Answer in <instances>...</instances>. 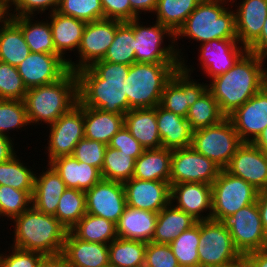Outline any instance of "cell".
Listing matches in <instances>:
<instances>
[{"label": "cell", "mask_w": 267, "mask_h": 267, "mask_svg": "<svg viewBox=\"0 0 267 267\" xmlns=\"http://www.w3.org/2000/svg\"><path fill=\"white\" fill-rule=\"evenodd\" d=\"M107 145L96 140L81 139L73 151L72 156L80 162H85L102 170Z\"/></svg>", "instance_id": "50"}, {"label": "cell", "mask_w": 267, "mask_h": 267, "mask_svg": "<svg viewBox=\"0 0 267 267\" xmlns=\"http://www.w3.org/2000/svg\"><path fill=\"white\" fill-rule=\"evenodd\" d=\"M85 194L88 214L118 223L127 205L123 183L101 179Z\"/></svg>", "instance_id": "16"}, {"label": "cell", "mask_w": 267, "mask_h": 267, "mask_svg": "<svg viewBox=\"0 0 267 267\" xmlns=\"http://www.w3.org/2000/svg\"><path fill=\"white\" fill-rule=\"evenodd\" d=\"M245 257L253 267H267V248L247 253Z\"/></svg>", "instance_id": "59"}, {"label": "cell", "mask_w": 267, "mask_h": 267, "mask_svg": "<svg viewBox=\"0 0 267 267\" xmlns=\"http://www.w3.org/2000/svg\"><path fill=\"white\" fill-rule=\"evenodd\" d=\"M58 6L59 0H13L4 9V15L8 17L36 16V13H44L48 9L50 13H53L57 11Z\"/></svg>", "instance_id": "49"}, {"label": "cell", "mask_w": 267, "mask_h": 267, "mask_svg": "<svg viewBox=\"0 0 267 267\" xmlns=\"http://www.w3.org/2000/svg\"><path fill=\"white\" fill-rule=\"evenodd\" d=\"M243 143H252L267 126V84L227 116Z\"/></svg>", "instance_id": "18"}, {"label": "cell", "mask_w": 267, "mask_h": 267, "mask_svg": "<svg viewBox=\"0 0 267 267\" xmlns=\"http://www.w3.org/2000/svg\"><path fill=\"white\" fill-rule=\"evenodd\" d=\"M12 249V251H11ZM8 254L0 253V267H38L45 256L38 252L10 246Z\"/></svg>", "instance_id": "52"}, {"label": "cell", "mask_w": 267, "mask_h": 267, "mask_svg": "<svg viewBox=\"0 0 267 267\" xmlns=\"http://www.w3.org/2000/svg\"><path fill=\"white\" fill-rule=\"evenodd\" d=\"M49 15L46 17V20L47 18L50 20L49 24L55 50L65 59L66 53L78 51L86 22L63 15L57 11Z\"/></svg>", "instance_id": "29"}, {"label": "cell", "mask_w": 267, "mask_h": 267, "mask_svg": "<svg viewBox=\"0 0 267 267\" xmlns=\"http://www.w3.org/2000/svg\"><path fill=\"white\" fill-rule=\"evenodd\" d=\"M225 170L250 183L258 191L267 188V154L252 143H243Z\"/></svg>", "instance_id": "20"}, {"label": "cell", "mask_w": 267, "mask_h": 267, "mask_svg": "<svg viewBox=\"0 0 267 267\" xmlns=\"http://www.w3.org/2000/svg\"><path fill=\"white\" fill-rule=\"evenodd\" d=\"M147 243L117 237L109 245V264L115 267H144Z\"/></svg>", "instance_id": "37"}, {"label": "cell", "mask_w": 267, "mask_h": 267, "mask_svg": "<svg viewBox=\"0 0 267 267\" xmlns=\"http://www.w3.org/2000/svg\"><path fill=\"white\" fill-rule=\"evenodd\" d=\"M255 54L247 51L226 73L207 84V90L227 117L267 84V68Z\"/></svg>", "instance_id": "2"}, {"label": "cell", "mask_w": 267, "mask_h": 267, "mask_svg": "<svg viewBox=\"0 0 267 267\" xmlns=\"http://www.w3.org/2000/svg\"><path fill=\"white\" fill-rule=\"evenodd\" d=\"M231 267H253V266L245 256H242L236 262L231 263Z\"/></svg>", "instance_id": "62"}, {"label": "cell", "mask_w": 267, "mask_h": 267, "mask_svg": "<svg viewBox=\"0 0 267 267\" xmlns=\"http://www.w3.org/2000/svg\"><path fill=\"white\" fill-rule=\"evenodd\" d=\"M225 117L226 116L220 111L216 99L206 90L203 95L189 107L186 119L191 129L194 131L217 124Z\"/></svg>", "instance_id": "42"}, {"label": "cell", "mask_w": 267, "mask_h": 267, "mask_svg": "<svg viewBox=\"0 0 267 267\" xmlns=\"http://www.w3.org/2000/svg\"><path fill=\"white\" fill-rule=\"evenodd\" d=\"M124 125L145 148H162L156 120V107L131 109L124 115Z\"/></svg>", "instance_id": "30"}, {"label": "cell", "mask_w": 267, "mask_h": 267, "mask_svg": "<svg viewBox=\"0 0 267 267\" xmlns=\"http://www.w3.org/2000/svg\"><path fill=\"white\" fill-rule=\"evenodd\" d=\"M135 159L107 145L101 170L102 179L124 183L133 178Z\"/></svg>", "instance_id": "44"}, {"label": "cell", "mask_w": 267, "mask_h": 267, "mask_svg": "<svg viewBox=\"0 0 267 267\" xmlns=\"http://www.w3.org/2000/svg\"><path fill=\"white\" fill-rule=\"evenodd\" d=\"M47 166L46 171L35 174L32 206L44 214L54 216L67 186L55 169L50 164Z\"/></svg>", "instance_id": "26"}, {"label": "cell", "mask_w": 267, "mask_h": 267, "mask_svg": "<svg viewBox=\"0 0 267 267\" xmlns=\"http://www.w3.org/2000/svg\"><path fill=\"white\" fill-rule=\"evenodd\" d=\"M254 146L267 154V126L265 129L258 135V137L252 142Z\"/></svg>", "instance_id": "61"}, {"label": "cell", "mask_w": 267, "mask_h": 267, "mask_svg": "<svg viewBox=\"0 0 267 267\" xmlns=\"http://www.w3.org/2000/svg\"><path fill=\"white\" fill-rule=\"evenodd\" d=\"M67 267H103L109 264L108 244L86 242L67 231L61 255Z\"/></svg>", "instance_id": "24"}, {"label": "cell", "mask_w": 267, "mask_h": 267, "mask_svg": "<svg viewBox=\"0 0 267 267\" xmlns=\"http://www.w3.org/2000/svg\"><path fill=\"white\" fill-rule=\"evenodd\" d=\"M221 168L197 152L192 146L172 150L170 184H210L218 177Z\"/></svg>", "instance_id": "14"}, {"label": "cell", "mask_w": 267, "mask_h": 267, "mask_svg": "<svg viewBox=\"0 0 267 267\" xmlns=\"http://www.w3.org/2000/svg\"><path fill=\"white\" fill-rule=\"evenodd\" d=\"M27 125L30 123L23 100L0 99V135L12 138L10 130L18 131Z\"/></svg>", "instance_id": "45"}, {"label": "cell", "mask_w": 267, "mask_h": 267, "mask_svg": "<svg viewBox=\"0 0 267 267\" xmlns=\"http://www.w3.org/2000/svg\"><path fill=\"white\" fill-rule=\"evenodd\" d=\"M103 267H115V266H113V265H111V264H108V265L103 266Z\"/></svg>", "instance_id": "65"}, {"label": "cell", "mask_w": 267, "mask_h": 267, "mask_svg": "<svg viewBox=\"0 0 267 267\" xmlns=\"http://www.w3.org/2000/svg\"><path fill=\"white\" fill-rule=\"evenodd\" d=\"M30 53L20 27L4 15L0 19V61L17 67Z\"/></svg>", "instance_id": "33"}, {"label": "cell", "mask_w": 267, "mask_h": 267, "mask_svg": "<svg viewBox=\"0 0 267 267\" xmlns=\"http://www.w3.org/2000/svg\"><path fill=\"white\" fill-rule=\"evenodd\" d=\"M22 30L25 41L33 53L59 54L55 50L52 31L47 21H35L34 16L10 17ZM32 20V21H31Z\"/></svg>", "instance_id": "35"}, {"label": "cell", "mask_w": 267, "mask_h": 267, "mask_svg": "<svg viewBox=\"0 0 267 267\" xmlns=\"http://www.w3.org/2000/svg\"><path fill=\"white\" fill-rule=\"evenodd\" d=\"M129 68V65L99 60L78 70V102L84 107L125 115L129 103L124 81Z\"/></svg>", "instance_id": "1"}, {"label": "cell", "mask_w": 267, "mask_h": 267, "mask_svg": "<svg viewBox=\"0 0 267 267\" xmlns=\"http://www.w3.org/2000/svg\"><path fill=\"white\" fill-rule=\"evenodd\" d=\"M134 29L127 23L122 22L116 30L114 41L108 48L103 61L132 65L135 63V40Z\"/></svg>", "instance_id": "41"}, {"label": "cell", "mask_w": 267, "mask_h": 267, "mask_svg": "<svg viewBox=\"0 0 267 267\" xmlns=\"http://www.w3.org/2000/svg\"><path fill=\"white\" fill-rule=\"evenodd\" d=\"M228 2L230 3L227 0H201L175 34V43L181 37L201 44L214 39H237L235 12L233 7L229 9Z\"/></svg>", "instance_id": "5"}, {"label": "cell", "mask_w": 267, "mask_h": 267, "mask_svg": "<svg viewBox=\"0 0 267 267\" xmlns=\"http://www.w3.org/2000/svg\"><path fill=\"white\" fill-rule=\"evenodd\" d=\"M256 203L259 207V213L263 228L267 232V188L258 191Z\"/></svg>", "instance_id": "58"}, {"label": "cell", "mask_w": 267, "mask_h": 267, "mask_svg": "<svg viewBox=\"0 0 267 267\" xmlns=\"http://www.w3.org/2000/svg\"><path fill=\"white\" fill-rule=\"evenodd\" d=\"M248 51L255 54L263 63L267 58V17L259 38L248 48Z\"/></svg>", "instance_id": "55"}, {"label": "cell", "mask_w": 267, "mask_h": 267, "mask_svg": "<svg viewBox=\"0 0 267 267\" xmlns=\"http://www.w3.org/2000/svg\"><path fill=\"white\" fill-rule=\"evenodd\" d=\"M13 0H0V6L5 9Z\"/></svg>", "instance_id": "63"}, {"label": "cell", "mask_w": 267, "mask_h": 267, "mask_svg": "<svg viewBox=\"0 0 267 267\" xmlns=\"http://www.w3.org/2000/svg\"><path fill=\"white\" fill-rule=\"evenodd\" d=\"M38 267H67L64 258L60 256L45 257Z\"/></svg>", "instance_id": "60"}, {"label": "cell", "mask_w": 267, "mask_h": 267, "mask_svg": "<svg viewBox=\"0 0 267 267\" xmlns=\"http://www.w3.org/2000/svg\"><path fill=\"white\" fill-rule=\"evenodd\" d=\"M242 144L233 124L225 117L217 124L194 130L191 146L225 169Z\"/></svg>", "instance_id": "8"}, {"label": "cell", "mask_w": 267, "mask_h": 267, "mask_svg": "<svg viewBox=\"0 0 267 267\" xmlns=\"http://www.w3.org/2000/svg\"><path fill=\"white\" fill-rule=\"evenodd\" d=\"M104 18L128 22L138 16L131 8L129 0H101Z\"/></svg>", "instance_id": "54"}, {"label": "cell", "mask_w": 267, "mask_h": 267, "mask_svg": "<svg viewBox=\"0 0 267 267\" xmlns=\"http://www.w3.org/2000/svg\"><path fill=\"white\" fill-rule=\"evenodd\" d=\"M196 223L197 220L190 214L176 208L170 202L158 213L152 242L170 244L183 231L190 229Z\"/></svg>", "instance_id": "32"}, {"label": "cell", "mask_w": 267, "mask_h": 267, "mask_svg": "<svg viewBox=\"0 0 267 267\" xmlns=\"http://www.w3.org/2000/svg\"><path fill=\"white\" fill-rule=\"evenodd\" d=\"M46 152L48 164L62 156H72L77 143L84 138L83 106L77 102L53 124L49 125Z\"/></svg>", "instance_id": "15"}, {"label": "cell", "mask_w": 267, "mask_h": 267, "mask_svg": "<svg viewBox=\"0 0 267 267\" xmlns=\"http://www.w3.org/2000/svg\"><path fill=\"white\" fill-rule=\"evenodd\" d=\"M200 221L190 229L183 231L169 246L178 260L180 267H200L198 247Z\"/></svg>", "instance_id": "43"}, {"label": "cell", "mask_w": 267, "mask_h": 267, "mask_svg": "<svg viewBox=\"0 0 267 267\" xmlns=\"http://www.w3.org/2000/svg\"><path fill=\"white\" fill-rule=\"evenodd\" d=\"M121 23L122 21L106 18L86 23L77 51L79 56H76L79 60L72 62V58L68 59L69 70L77 72L90 67L96 61L103 60Z\"/></svg>", "instance_id": "12"}, {"label": "cell", "mask_w": 267, "mask_h": 267, "mask_svg": "<svg viewBox=\"0 0 267 267\" xmlns=\"http://www.w3.org/2000/svg\"><path fill=\"white\" fill-rule=\"evenodd\" d=\"M123 186L126 204L130 207L159 213L171 202L169 182L131 178Z\"/></svg>", "instance_id": "21"}, {"label": "cell", "mask_w": 267, "mask_h": 267, "mask_svg": "<svg viewBox=\"0 0 267 267\" xmlns=\"http://www.w3.org/2000/svg\"><path fill=\"white\" fill-rule=\"evenodd\" d=\"M57 12L86 23L104 19L101 0H59Z\"/></svg>", "instance_id": "46"}, {"label": "cell", "mask_w": 267, "mask_h": 267, "mask_svg": "<svg viewBox=\"0 0 267 267\" xmlns=\"http://www.w3.org/2000/svg\"><path fill=\"white\" fill-rule=\"evenodd\" d=\"M144 267H180L169 244L147 243Z\"/></svg>", "instance_id": "51"}, {"label": "cell", "mask_w": 267, "mask_h": 267, "mask_svg": "<svg viewBox=\"0 0 267 267\" xmlns=\"http://www.w3.org/2000/svg\"><path fill=\"white\" fill-rule=\"evenodd\" d=\"M180 65L138 62L130 65L124 81L129 111L159 105L166 84Z\"/></svg>", "instance_id": "6"}, {"label": "cell", "mask_w": 267, "mask_h": 267, "mask_svg": "<svg viewBox=\"0 0 267 267\" xmlns=\"http://www.w3.org/2000/svg\"><path fill=\"white\" fill-rule=\"evenodd\" d=\"M109 147L130 154L135 160L144 152L145 148L131 135L124 125L110 140Z\"/></svg>", "instance_id": "53"}, {"label": "cell", "mask_w": 267, "mask_h": 267, "mask_svg": "<svg viewBox=\"0 0 267 267\" xmlns=\"http://www.w3.org/2000/svg\"><path fill=\"white\" fill-rule=\"evenodd\" d=\"M140 19L138 17L127 22L134 29L135 62L181 64L184 57L175 43V34L160 22L155 21L153 25L144 26ZM167 37L171 43L165 46L163 43Z\"/></svg>", "instance_id": "7"}, {"label": "cell", "mask_w": 267, "mask_h": 267, "mask_svg": "<svg viewBox=\"0 0 267 267\" xmlns=\"http://www.w3.org/2000/svg\"><path fill=\"white\" fill-rule=\"evenodd\" d=\"M24 165L15 154L9 160L0 163V185L27 191L31 196L34 191L35 173Z\"/></svg>", "instance_id": "40"}, {"label": "cell", "mask_w": 267, "mask_h": 267, "mask_svg": "<svg viewBox=\"0 0 267 267\" xmlns=\"http://www.w3.org/2000/svg\"><path fill=\"white\" fill-rule=\"evenodd\" d=\"M27 90L17 67L0 61V99L24 100Z\"/></svg>", "instance_id": "48"}, {"label": "cell", "mask_w": 267, "mask_h": 267, "mask_svg": "<svg viewBox=\"0 0 267 267\" xmlns=\"http://www.w3.org/2000/svg\"><path fill=\"white\" fill-rule=\"evenodd\" d=\"M199 45V64L210 80L228 72L248 51L237 39H214Z\"/></svg>", "instance_id": "19"}, {"label": "cell", "mask_w": 267, "mask_h": 267, "mask_svg": "<svg viewBox=\"0 0 267 267\" xmlns=\"http://www.w3.org/2000/svg\"><path fill=\"white\" fill-rule=\"evenodd\" d=\"M86 213L85 191L67 188L60 197L54 216L69 231Z\"/></svg>", "instance_id": "39"}, {"label": "cell", "mask_w": 267, "mask_h": 267, "mask_svg": "<svg viewBox=\"0 0 267 267\" xmlns=\"http://www.w3.org/2000/svg\"><path fill=\"white\" fill-rule=\"evenodd\" d=\"M170 201L178 209L197 221L210 220L212 214V188L205 183L170 184ZM176 201V204L174 202ZM208 211V212H207ZM205 214L203 215V213Z\"/></svg>", "instance_id": "22"}, {"label": "cell", "mask_w": 267, "mask_h": 267, "mask_svg": "<svg viewBox=\"0 0 267 267\" xmlns=\"http://www.w3.org/2000/svg\"><path fill=\"white\" fill-rule=\"evenodd\" d=\"M156 120L162 148L175 150L192 145L193 130L186 118L159 104L156 106Z\"/></svg>", "instance_id": "25"}, {"label": "cell", "mask_w": 267, "mask_h": 267, "mask_svg": "<svg viewBox=\"0 0 267 267\" xmlns=\"http://www.w3.org/2000/svg\"><path fill=\"white\" fill-rule=\"evenodd\" d=\"M185 58L181 61L178 70L172 75L166 84L160 105L175 114L186 118L189 107H191L207 90L208 83H201L192 79L191 73L194 69L189 68ZM191 77V78H190Z\"/></svg>", "instance_id": "13"}, {"label": "cell", "mask_w": 267, "mask_h": 267, "mask_svg": "<svg viewBox=\"0 0 267 267\" xmlns=\"http://www.w3.org/2000/svg\"><path fill=\"white\" fill-rule=\"evenodd\" d=\"M23 101L30 125L46 123L48 128L77 104L76 72L69 70L56 82L29 88Z\"/></svg>", "instance_id": "4"}, {"label": "cell", "mask_w": 267, "mask_h": 267, "mask_svg": "<svg viewBox=\"0 0 267 267\" xmlns=\"http://www.w3.org/2000/svg\"><path fill=\"white\" fill-rule=\"evenodd\" d=\"M201 0H158L155 11L156 21L174 34L183 26L188 16Z\"/></svg>", "instance_id": "38"}, {"label": "cell", "mask_w": 267, "mask_h": 267, "mask_svg": "<svg viewBox=\"0 0 267 267\" xmlns=\"http://www.w3.org/2000/svg\"><path fill=\"white\" fill-rule=\"evenodd\" d=\"M157 216L156 212L126 205L116 224V235L119 238L149 243L154 236Z\"/></svg>", "instance_id": "27"}, {"label": "cell", "mask_w": 267, "mask_h": 267, "mask_svg": "<svg viewBox=\"0 0 267 267\" xmlns=\"http://www.w3.org/2000/svg\"><path fill=\"white\" fill-rule=\"evenodd\" d=\"M14 147L13 138L11 139L9 137L0 135V163L9 160L17 153V151L14 150Z\"/></svg>", "instance_id": "56"}, {"label": "cell", "mask_w": 267, "mask_h": 267, "mask_svg": "<svg viewBox=\"0 0 267 267\" xmlns=\"http://www.w3.org/2000/svg\"><path fill=\"white\" fill-rule=\"evenodd\" d=\"M69 58L60 54L33 53L17 66L27 89L47 85L61 79L68 71Z\"/></svg>", "instance_id": "17"}, {"label": "cell", "mask_w": 267, "mask_h": 267, "mask_svg": "<svg viewBox=\"0 0 267 267\" xmlns=\"http://www.w3.org/2000/svg\"><path fill=\"white\" fill-rule=\"evenodd\" d=\"M59 174L67 188L86 191L102 179L101 171L73 156H62L49 163Z\"/></svg>", "instance_id": "28"}, {"label": "cell", "mask_w": 267, "mask_h": 267, "mask_svg": "<svg viewBox=\"0 0 267 267\" xmlns=\"http://www.w3.org/2000/svg\"><path fill=\"white\" fill-rule=\"evenodd\" d=\"M172 150L145 149L135 160L133 178L170 183Z\"/></svg>", "instance_id": "34"}, {"label": "cell", "mask_w": 267, "mask_h": 267, "mask_svg": "<svg viewBox=\"0 0 267 267\" xmlns=\"http://www.w3.org/2000/svg\"><path fill=\"white\" fill-rule=\"evenodd\" d=\"M69 231L76 238L86 242L109 245L117 238L115 223L88 213H86Z\"/></svg>", "instance_id": "36"}, {"label": "cell", "mask_w": 267, "mask_h": 267, "mask_svg": "<svg viewBox=\"0 0 267 267\" xmlns=\"http://www.w3.org/2000/svg\"><path fill=\"white\" fill-rule=\"evenodd\" d=\"M132 10L138 15L155 11L158 0H129Z\"/></svg>", "instance_id": "57"}, {"label": "cell", "mask_w": 267, "mask_h": 267, "mask_svg": "<svg viewBox=\"0 0 267 267\" xmlns=\"http://www.w3.org/2000/svg\"><path fill=\"white\" fill-rule=\"evenodd\" d=\"M13 247L38 252L45 257L62 255L67 229L53 216L33 206L12 219Z\"/></svg>", "instance_id": "3"}, {"label": "cell", "mask_w": 267, "mask_h": 267, "mask_svg": "<svg viewBox=\"0 0 267 267\" xmlns=\"http://www.w3.org/2000/svg\"><path fill=\"white\" fill-rule=\"evenodd\" d=\"M198 256L200 267L226 266L242 257L229 230L212 219L200 221Z\"/></svg>", "instance_id": "11"}, {"label": "cell", "mask_w": 267, "mask_h": 267, "mask_svg": "<svg viewBox=\"0 0 267 267\" xmlns=\"http://www.w3.org/2000/svg\"><path fill=\"white\" fill-rule=\"evenodd\" d=\"M4 16V9L0 6V19Z\"/></svg>", "instance_id": "64"}, {"label": "cell", "mask_w": 267, "mask_h": 267, "mask_svg": "<svg viewBox=\"0 0 267 267\" xmlns=\"http://www.w3.org/2000/svg\"><path fill=\"white\" fill-rule=\"evenodd\" d=\"M238 4L235 12V30L238 42L247 49L259 38L267 17V0H232Z\"/></svg>", "instance_id": "23"}, {"label": "cell", "mask_w": 267, "mask_h": 267, "mask_svg": "<svg viewBox=\"0 0 267 267\" xmlns=\"http://www.w3.org/2000/svg\"><path fill=\"white\" fill-rule=\"evenodd\" d=\"M211 188L212 220L220 221L223 217L232 215L257 201L258 190L225 169H221Z\"/></svg>", "instance_id": "9"}, {"label": "cell", "mask_w": 267, "mask_h": 267, "mask_svg": "<svg viewBox=\"0 0 267 267\" xmlns=\"http://www.w3.org/2000/svg\"><path fill=\"white\" fill-rule=\"evenodd\" d=\"M32 206V196L27 191L0 185V217L12 220Z\"/></svg>", "instance_id": "47"}, {"label": "cell", "mask_w": 267, "mask_h": 267, "mask_svg": "<svg viewBox=\"0 0 267 267\" xmlns=\"http://www.w3.org/2000/svg\"><path fill=\"white\" fill-rule=\"evenodd\" d=\"M84 138L100 141L106 145L124 126V115L104 112L100 109L84 107Z\"/></svg>", "instance_id": "31"}, {"label": "cell", "mask_w": 267, "mask_h": 267, "mask_svg": "<svg viewBox=\"0 0 267 267\" xmlns=\"http://www.w3.org/2000/svg\"><path fill=\"white\" fill-rule=\"evenodd\" d=\"M219 222L229 230L233 243L242 256L267 248V232L263 228L256 202L223 217Z\"/></svg>", "instance_id": "10"}, {"label": "cell", "mask_w": 267, "mask_h": 267, "mask_svg": "<svg viewBox=\"0 0 267 267\" xmlns=\"http://www.w3.org/2000/svg\"><path fill=\"white\" fill-rule=\"evenodd\" d=\"M221 267H231V264H229V265H226V266H221Z\"/></svg>", "instance_id": "66"}]
</instances>
